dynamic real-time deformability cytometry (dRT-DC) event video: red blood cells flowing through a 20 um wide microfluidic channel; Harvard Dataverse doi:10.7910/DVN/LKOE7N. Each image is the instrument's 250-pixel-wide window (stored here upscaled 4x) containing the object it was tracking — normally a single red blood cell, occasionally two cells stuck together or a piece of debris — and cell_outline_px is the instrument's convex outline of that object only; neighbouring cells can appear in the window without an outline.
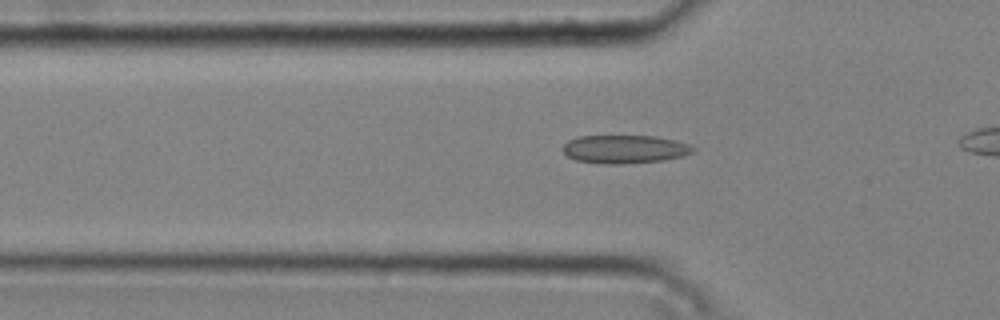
{"species": "common noctule bat (a hibernating species)", "species_latin": "Nyctalus noctula", "temperature_condition": "cold", "stored_images_in_passage": 16, "camera_frame_rate_fps": 3000, "um_per_image_px": 0.085, "animal": {"sex": "male", "body_mass_g": 20.4}, "frame": {"image": 1, "passage_image": 10, "time_ms": 3.0, "image_size_px": [1000, 320], "cell_outline_px": [[696, 148], [692, 152], [684, 156], [664, 160], [620, 164], [608, 164], [576, 160], [568, 156], [564, 152], [564, 144], [568, 140], [580, 136], [656, 136], [676, 140], [688, 144]], "centroid_in_image_um": [53.13, 12.67], "position_along_channel_um": 72.7, "area_um2": 21.39}}
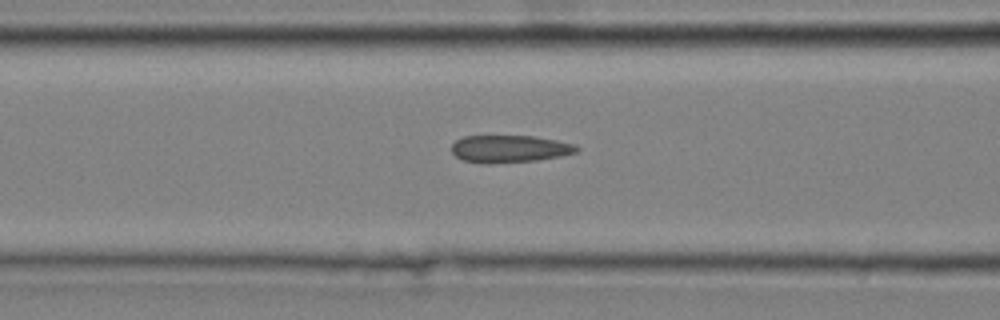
{"frame": {"image": 2, "passage_image": 14, "time_ms": 4.333, "image_size_px": [1000, 320], "cell_outline_px": [[580, 148], [576, 152], [560, 156], [536, 160], [488, 164], [484, 164], [464, 160], [456, 156], [452, 152], [452, 144], [456, 140], [464, 136], [532, 136], [556, 140], [576, 144]], "centroid_in_image_um": [43.31, 12.65], "position_along_channel_um": 123.3, "area_um2": 19.88}}